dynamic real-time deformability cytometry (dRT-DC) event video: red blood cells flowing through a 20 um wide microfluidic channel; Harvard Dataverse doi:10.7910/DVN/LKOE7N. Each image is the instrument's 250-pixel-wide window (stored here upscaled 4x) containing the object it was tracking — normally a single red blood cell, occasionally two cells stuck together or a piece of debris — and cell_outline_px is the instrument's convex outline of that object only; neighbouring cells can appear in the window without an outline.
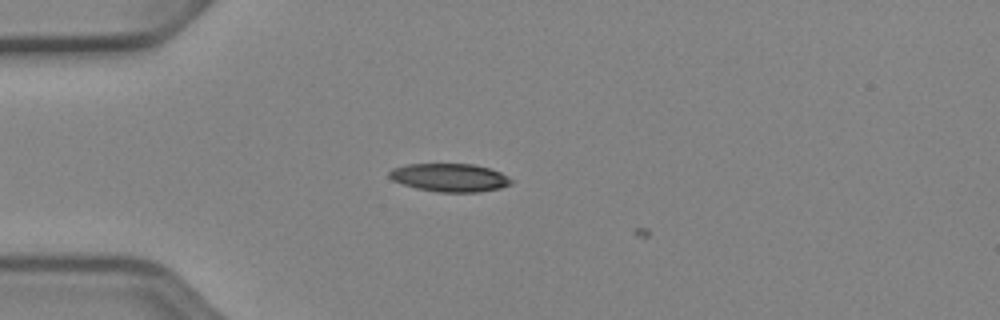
{"species": "Egyptian fruit bat (a non-hibernating species)", "species_latin": "Rousettus aegyptiacus", "temperature_condition": "cold", "stored_images_in_passage": 13, "camera_frame_rate_fps": 3000, "um_per_image_px": 0.085, "animal": {"sex": "female"}, "frame": {"image": 1, "passage_image": 12, "time_ms": 3.667, "image_size_px": [1000, 320], "cell_outline_px": [[512, 184], [500, 188], [476, 192], [436, 192], [416, 188], [392, 180], [388, 176], [388, 172], [392, 168], [408, 164], [472, 164], [488, 168], [500, 172], [508, 176], [512, 180]], "centroid_in_image_um": [38.21, 15.09], "position_along_channel_um": 46.8, "area_um2": 20.0}}